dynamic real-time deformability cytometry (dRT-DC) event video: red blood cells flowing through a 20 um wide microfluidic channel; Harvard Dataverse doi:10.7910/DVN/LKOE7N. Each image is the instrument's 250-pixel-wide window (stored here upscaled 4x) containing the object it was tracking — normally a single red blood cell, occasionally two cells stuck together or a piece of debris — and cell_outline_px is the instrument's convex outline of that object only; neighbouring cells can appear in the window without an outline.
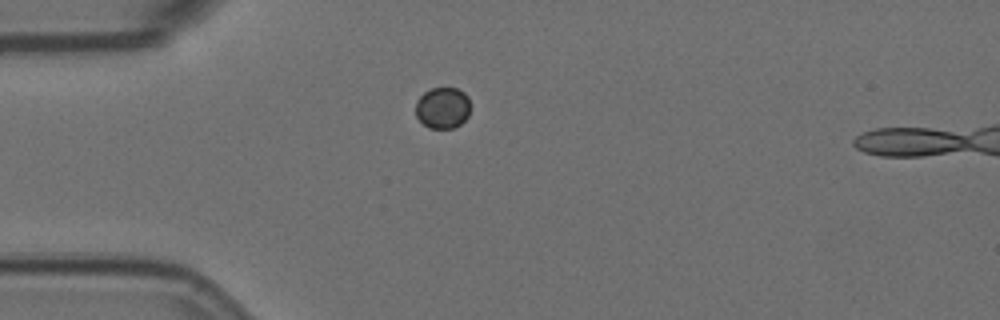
{"species": "Egyptian fruit bat (a non-hibernating species)", "species_latin": "Rousettus aegyptiacus", "temperature_condition": "room temperature", "stored_images_in_passage": 3, "camera_frame_rate_fps": 3000, "um_per_image_px": 0.085, "animal": {"sex": "female"}, "frame": {"image": 1, "passage_image": 1, "time_ms": 0.0, "image_size_px": [1000, 320], "cell_outline_px": [[472, 108], [468, 116], [460, 124], [452, 128], [428, 128], [416, 116], [416, 100], [424, 92], [432, 88], [456, 88], [464, 92], [468, 96]], "centroid_in_image_um": [37.65, 9.16], "position_along_channel_um": 47.3, "area_um2": 13.35}}
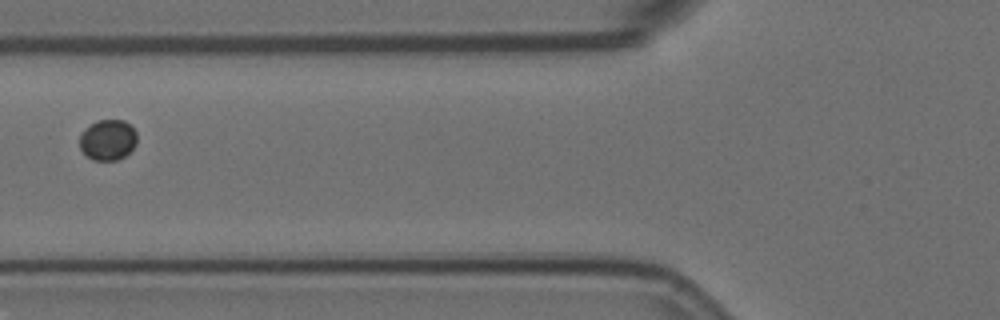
{"frame": {"image": 2, "passage_image": 3, "time_ms": 0.667, "image_size_px": [1000, 320], "cell_outline_px": [[136, 144], [124, 156], [116, 160], [92, 160], [80, 148], [80, 136], [96, 120], [124, 120], [136, 132]], "centroid_in_image_um": [9.18, 11.89], "position_along_channel_um": 116.6, "area_um2": 13.24}}